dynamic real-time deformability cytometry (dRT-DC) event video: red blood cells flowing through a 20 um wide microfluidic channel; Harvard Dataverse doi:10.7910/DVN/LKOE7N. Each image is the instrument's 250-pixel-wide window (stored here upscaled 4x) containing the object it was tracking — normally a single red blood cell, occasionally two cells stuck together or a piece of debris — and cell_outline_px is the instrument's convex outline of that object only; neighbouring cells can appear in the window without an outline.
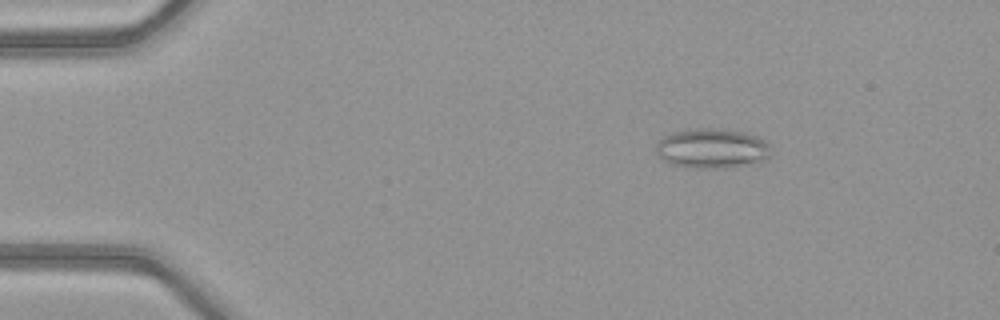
{"species": "common noctule bat (a hibernating species)", "species_latin": "Nyctalus noctula", "temperature_condition": "warm", "stored_images_in_passage": 45, "camera_frame_rate_fps": 3000, "um_per_image_px": 0.085, "animal": {"sex": "female", "body_mass_g": 21.9}, "frame": {"image": 1, "passage_image": 2, "time_ms": 0.333, "image_size_px": [1000, 320], "cell_outline_px": [[768, 156], [764, 160], [728, 168], [692, 168], [672, 164], [664, 160], [656, 152], [656, 144], [664, 136], [688, 128], [716, 128], [744, 132], [756, 136], [764, 140], [768, 144]], "centroid_in_image_um": [60.49, 12.61], "position_along_channel_um": 24.5, "area_um2": 26.41}}
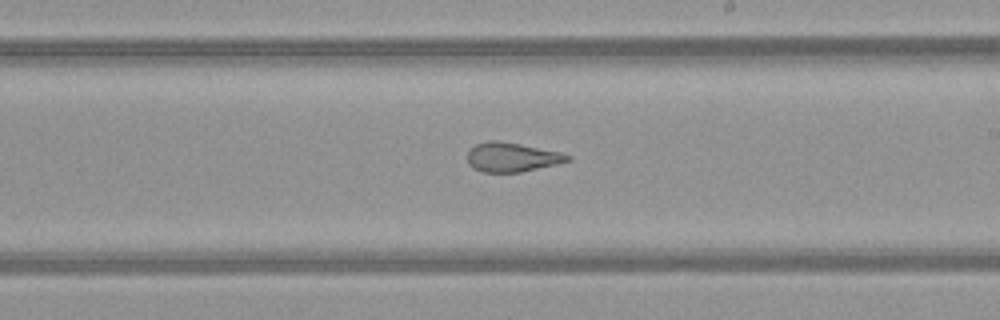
{"frame": {"image": 2, "passage_image": 24, "time_ms": 7.667, "image_size_px": [1000, 320], "cell_outline_px": [[572, 160], [556, 164], [520, 172], [484, 172], [472, 168], [468, 164], [468, 148], [476, 144], [488, 140], [500, 140], [560, 152], [572, 156]], "centroid_in_image_um": [43.48, 13.35], "position_along_channel_um": 245.5, "area_um2": 17.17}}
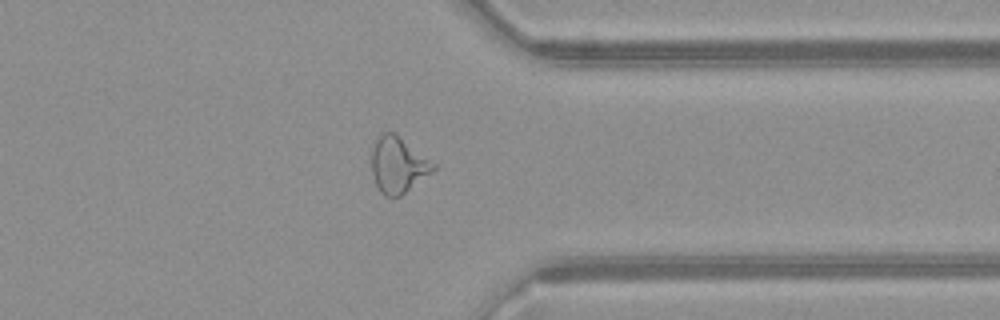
{"frame": {"image": 3, "passage_image": 34, "time_ms": 11.0, "image_size_px": [1000, 320], "cell_outline_px": [[436, 168], [432, 172], [400, 196], [388, 196], [380, 192], [376, 184], [372, 172], [372, 144], [380, 132], [396, 132], [436, 164]], "centroid_in_image_um": [33.83, 13.96], "position_along_channel_um": 377.6, "area_um2": 20.23}, "authors_computed_cell_mechanics": {"area_um2": 20.8658, "velocity_mm_per_s": 4.1055, "shape_relaxation_time_tau1_ms": null, "shape_relaxation_time_tau2_ms": 1.5884, "deformation_change_tau1": null, "deformation_change_tau2": 0.1042}}